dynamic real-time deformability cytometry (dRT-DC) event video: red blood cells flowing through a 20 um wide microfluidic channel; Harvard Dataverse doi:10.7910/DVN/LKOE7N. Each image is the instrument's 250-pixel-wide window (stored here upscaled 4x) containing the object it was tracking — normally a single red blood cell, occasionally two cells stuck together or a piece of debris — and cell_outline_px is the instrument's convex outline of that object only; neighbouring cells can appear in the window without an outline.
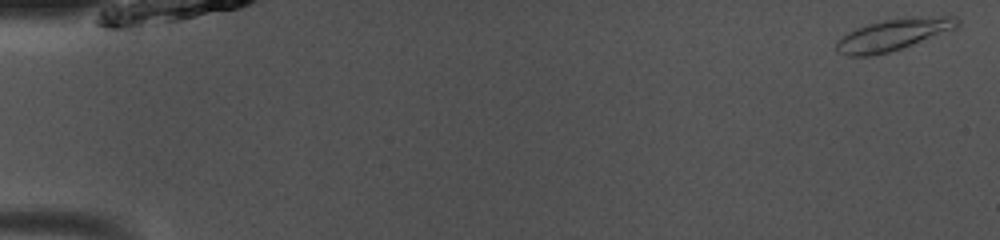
{"species": "common noctule bat (a hibernating species)", "species_latin": "Nyctalus noctula", "temperature_condition": "room temperature", "stored_images_in_passage": 49, "camera_frame_rate_fps": 3000, "um_per_image_px": 0.085, "animal": {"sex": "male", "body_mass_g": 13.0, "forearm_length_mm": 53.1}, "frame": {"image": 1, "passage_image": 1, "time_ms": 0.0, "image_size_px": [1000, 240], "cell_outline_px": [[960, 24], [956, 28], [900, 48], [888, 52], [868, 56], [848, 56], [836, 52], [836, 44], [848, 32], [856, 28], [868, 24], [884, 20], [908, 16], [956, 16], [960, 20]], "centroid_in_image_um": [75.94, 2.92], "position_along_channel_um": 9.1, "area_um2": 22.02}}
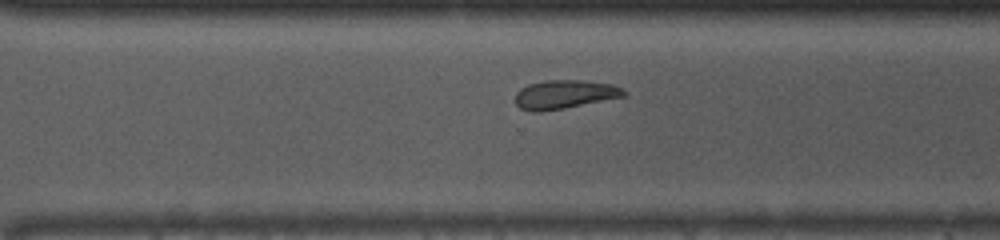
{"frame": {"image": 2, "passage_image": 35, "time_ms": 11.333, "image_size_px": [1000, 240], "cell_outline_px": [[628, 92], [624, 96], [564, 108], [536, 112], [532, 112], [520, 108], [516, 104], [516, 92], [520, 88], [528, 84], [544, 80], [580, 80], [612, 84]], "centroid_in_image_um": [47.95, 8.01], "position_along_channel_um": 322.7, "area_um2": 18.03}}
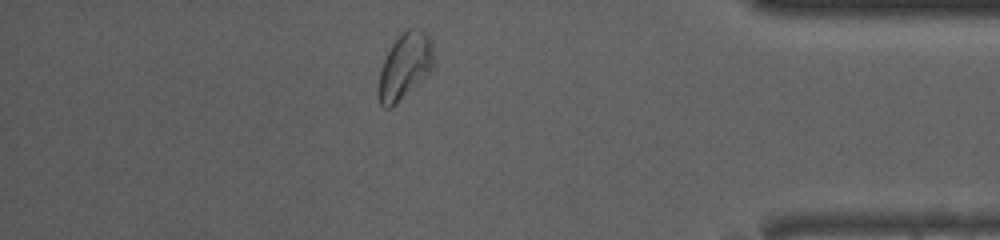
{"frame": {"image": 3, "passage_image": 43, "time_ms": 14.0, "image_size_px": [1000, 240], "cell_outline_px": [[436, 64], [392, 108], [384, 108], [380, 104], [376, 92], [376, 88], [380, 68], [392, 44], [404, 28], [408, 28], [424, 32], [432, 36], [436, 60]], "centroid_in_image_um": [34.41, 5.6], "position_along_channel_um": 400.8, "area_um2": 21.62}, "authors_computed_cell_mechanics": {"area_um2": 19.363, "velocity_mm_per_s": 4.0338, "shape_relaxation_time_tau1_ms": 4.6746, "shape_relaxation_time_tau2_ms": null, "deformation_change_tau1": 0.1268, "deformation_change_tau2": null}}